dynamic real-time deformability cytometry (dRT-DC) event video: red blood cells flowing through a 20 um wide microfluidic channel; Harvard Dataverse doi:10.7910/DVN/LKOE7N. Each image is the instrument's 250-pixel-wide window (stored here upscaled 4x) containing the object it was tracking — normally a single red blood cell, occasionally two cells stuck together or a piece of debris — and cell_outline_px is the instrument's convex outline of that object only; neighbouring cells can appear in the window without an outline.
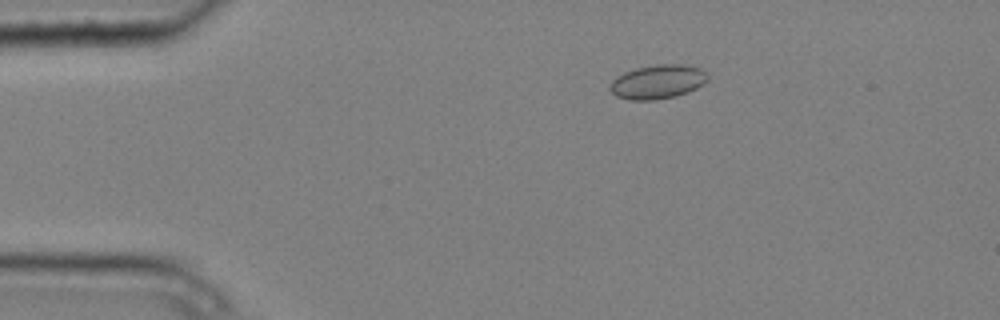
{"species": "common noctule bat (a hibernating species)", "species_latin": "Nyctalus noctula", "temperature_condition": "cold", "stored_images_in_passage": 5, "camera_frame_rate_fps": 3000, "um_per_image_px": 0.085, "animal": {"sex": "male", "body_mass_g": 20.4}, "frame": {"image": 1, "passage_image": 3, "time_ms": 0.667, "image_size_px": [1000, 320], "cell_outline_px": [[708, 80], [704, 84], [688, 92], [676, 96], [652, 100], [628, 100], [616, 96], [608, 88], [612, 80], [616, 76], [624, 72], [636, 68], [656, 64], [680, 64], [700, 68], [708, 76]], "centroid_in_image_um": [55.88, 6.95], "position_along_channel_um": 29.1, "area_um2": 19.48}}
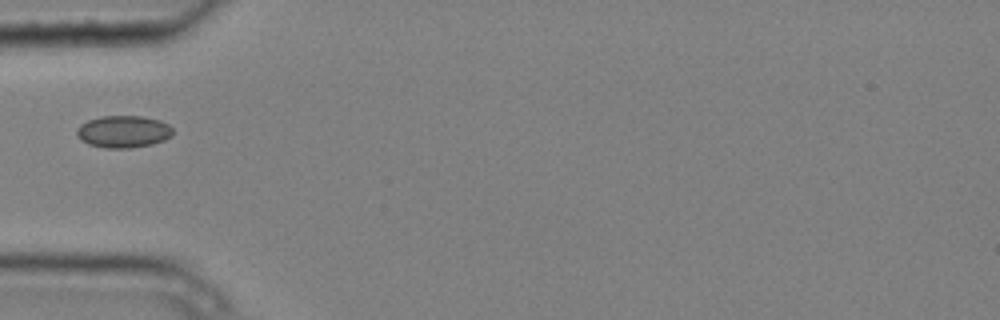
{"frame": {"image": 2, "passage_image": 5, "time_ms": 1.333, "image_size_px": [1000, 320], "cell_outline_px": [[172, 136], [164, 140], [152, 144], [128, 148], [104, 148], [88, 144], [80, 140], [76, 136], [76, 128], [80, 124], [88, 120], [100, 116], [140, 116], [160, 120], [168, 124], [172, 128]], "centroid_in_image_um": [10.45, 11.19], "position_along_channel_um": 74.5, "area_um2": 18.15}}